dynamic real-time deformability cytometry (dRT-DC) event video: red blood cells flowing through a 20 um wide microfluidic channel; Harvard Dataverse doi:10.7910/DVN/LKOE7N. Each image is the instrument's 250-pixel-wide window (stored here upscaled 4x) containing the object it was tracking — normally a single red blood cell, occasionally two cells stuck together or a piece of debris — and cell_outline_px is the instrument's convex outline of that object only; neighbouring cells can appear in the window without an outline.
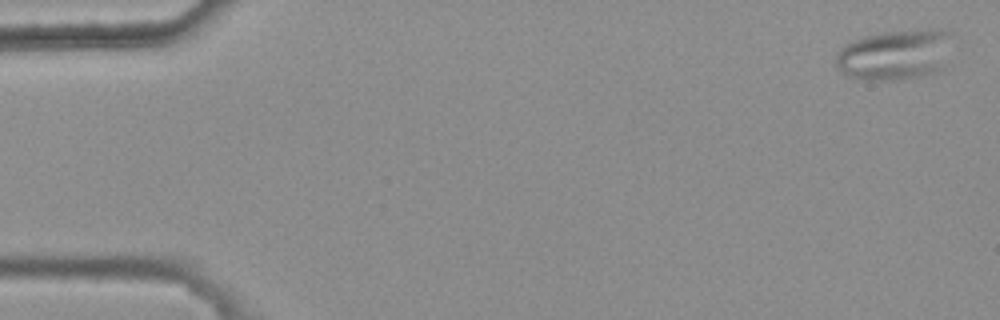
{"species": "common noctule bat (a hibernating species)", "species_latin": "Nyctalus noctula", "temperature_condition": "warm", "stored_images_in_passage": 5, "camera_frame_rate_fps": 3000, "um_per_image_px": 0.085, "animal": {"sex": "female", "body_mass_g": 25.1}, "frame": {"image": 1, "passage_image": 1, "time_ms": 0.0, "image_size_px": [1000, 320], "cell_outline_px": [[956, 36], [944, 68], [932, 72], [916, 76], [896, 80], [864, 80], [848, 76], [836, 68], [836, 56], [840, 48], [844, 44], [864, 36], [880, 32], [928, 28], [936, 28], [952, 32]], "centroid_in_image_um": [76.14, 4.61], "position_along_channel_um": 8.9, "area_um2": 35.14}}
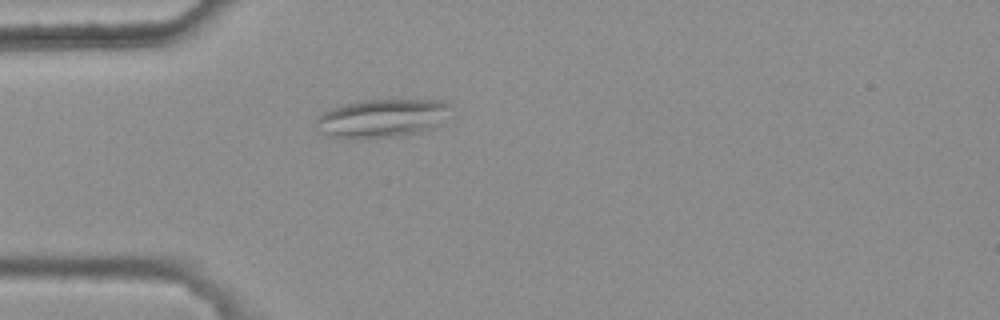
{"frame": {"image": 2, "passage_image": 5, "time_ms": 1.333, "image_size_px": [1000, 320], "cell_outline_px": [[452, 104], [440, 124], [416, 132], [396, 136], [328, 136], [316, 132], [312, 124], [324, 112], [332, 108], [344, 104], [360, 100], [444, 100]], "centroid_in_image_um": [32.42, 10.01], "position_along_channel_um": 52.6, "area_um2": 29.42}}